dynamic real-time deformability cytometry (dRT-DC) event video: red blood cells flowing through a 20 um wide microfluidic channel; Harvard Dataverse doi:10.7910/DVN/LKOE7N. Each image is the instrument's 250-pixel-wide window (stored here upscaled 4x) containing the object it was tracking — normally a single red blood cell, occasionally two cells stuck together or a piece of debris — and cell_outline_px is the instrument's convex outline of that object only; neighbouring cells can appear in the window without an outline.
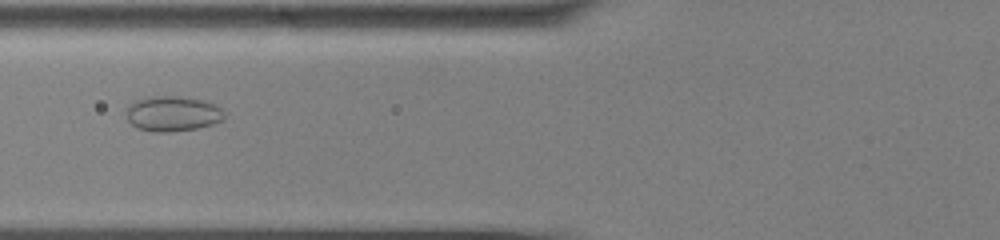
{"species": "common noctule bat (a hibernating species)", "species_latin": "Nyctalus noctula", "temperature_condition": "cold", "stored_images_in_passage": 42, "camera_frame_rate_fps": 3000, "um_per_image_px": 0.085, "animal": {"sex": "male", "body_mass_g": 13.0, "forearm_length_mm": 53.1}, "frame": {"image": 1, "passage_image": 8, "time_ms": 2.333, "image_size_px": [1000, 240], "cell_outline_px": [[224, 120], [212, 124], [196, 128], [172, 132], [156, 132], [136, 128], [128, 120], [128, 104], [136, 100], [152, 96], [180, 96], [204, 100], [220, 108], [224, 112]], "centroid_in_image_um": [14.67, 9.66], "position_along_channel_um": 111.1, "area_um2": 20.06}}
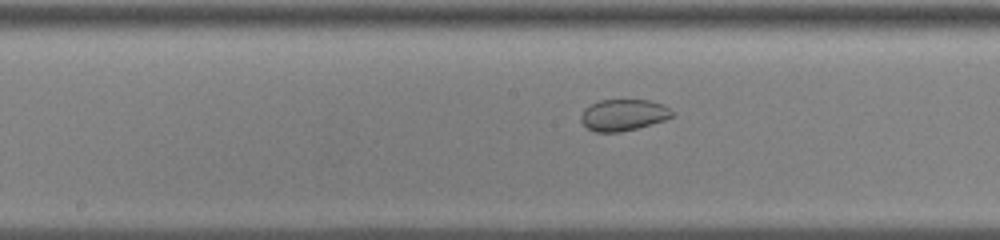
{"frame": {"image": 2, "passage_image": 15, "time_ms": 4.667, "image_size_px": [1000, 240], "cell_outline_px": [[676, 112], [672, 116], [664, 120], [636, 128], [620, 132], [596, 132], [588, 128], [580, 120], [580, 116], [584, 108], [600, 100], [648, 100], [664, 104]], "centroid_in_image_um": [53.0, 9.76], "position_along_channel_um": 195.2, "area_um2": 16.7}}
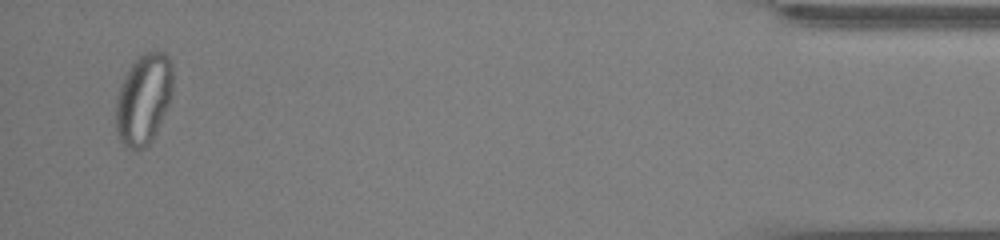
{"frame": {"image": 3, "passage_image": 40, "time_ms": 13.0, "image_size_px": [1000, 240], "cell_outline_px": [[172, 96], [152, 140], [144, 148], [136, 152], [124, 148], [116, 132], [116, 100], [120, 84], [124, 76], [132, 64], [144, 52], [152, 48], [156, 48], [168, 52], [172, 64]], "centroid_in_image_um": [12.21, 8.4], "position_along_channel_um": 423.0, "area_um2": 30.81}, "authors_computed_cell_mechanics": {"area_um2": 21.7617, "velocity_mm_per_s": 3.5995, "shape_relaxation_time_tau1_ms": null, "shape_relaxation_time_tau2_ms": 1.4639, "deformation_change_tau1": null, "deformation_change_tau2": 0.0423}}